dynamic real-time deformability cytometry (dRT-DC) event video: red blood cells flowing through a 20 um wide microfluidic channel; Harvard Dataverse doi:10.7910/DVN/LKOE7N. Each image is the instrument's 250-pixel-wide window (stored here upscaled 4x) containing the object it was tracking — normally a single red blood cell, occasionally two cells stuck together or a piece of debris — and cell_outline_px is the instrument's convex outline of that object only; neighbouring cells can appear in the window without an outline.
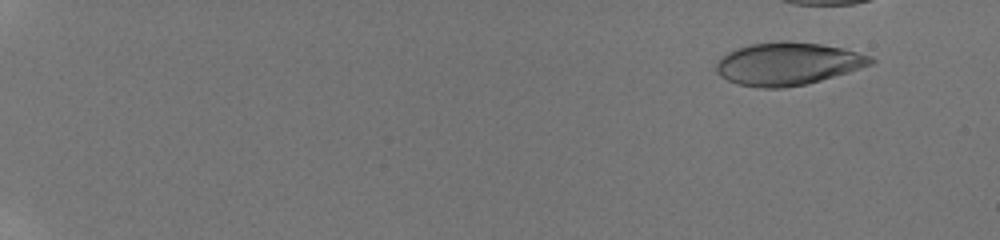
{"species": "human", "species_latin": "Homo sapiens", "temperature_condition": "room temperature", "stored_images_in_passage": 49, "camera_frame_rate_fps": 3000, "um_per_image_px": 0.085, "donor": {"sex": "male"}, "frame": {"image": 1, "passage_image": 6, "time_ms": 1.667, "image_size_px": [1000, 240], "cell_outline_px": [[876, 60], [872, 64], [848, 72], [820, 80], [804, 84], [784, 88], [760, 88], [736, 84], [720, 76], [716, 72], [716, 64], [720, 56], [736, 48], [752, 44], [784, 40], [788, 40], [820, 44], [840, 48], [872, 56]], "centroid_in_image_um": [66.92, 5.42], "position_along_channel_um": 18.1, "area_um2": 38.44}}
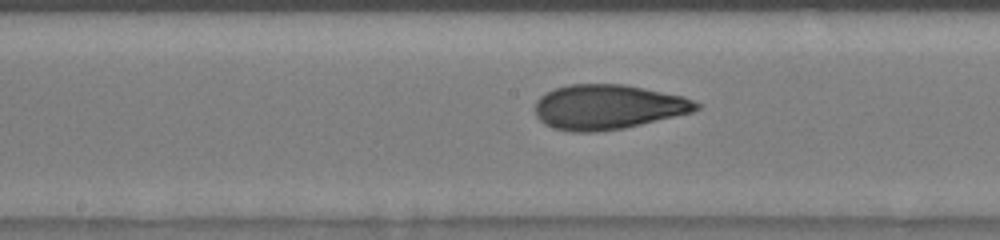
{"frame": {"image": 2, "passage_image": 34, "time_ms": 11.0, "image_size_px": [1000, 240], "cell_outline_px": [[700, 108], [692, 112], [624, 128], [596, 132], [572, 132], [552, 128], [544, 124], [536, 116], [536, 100], [540, 96], [556, 88], [568, 84], [624, 84], [684, 96], [700, 104]], "centroid_in_image_um": [51.66, 9.09], "position_along_channel_um": 196.5, "area_um2": 42.02}}
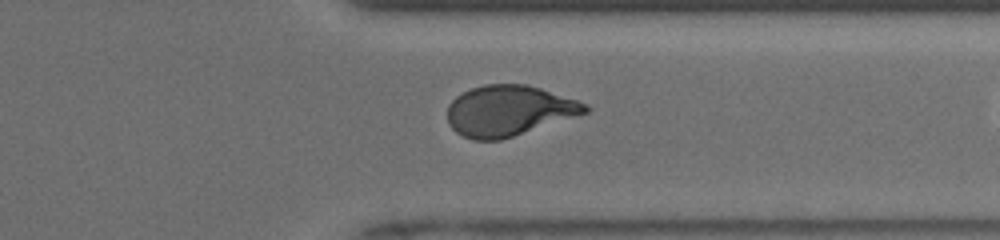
{"frame": {"image": 3, "passage_image": 47, "time_ms": 15.333, "image_size_px": [1000, 240], "cell_outline_px": [[592, 108], [588, 112], [500, 140], [472, 140], [456, 132], [448, 124], [448, 104], [456, 96], [472, 88], [484, 84], [524, 84], [540, 88], [588, 104]], "centroid_in_image_um": [43.23, 9.4], "position_along_channel_um": 368.2, "area_um2": 40.29}}